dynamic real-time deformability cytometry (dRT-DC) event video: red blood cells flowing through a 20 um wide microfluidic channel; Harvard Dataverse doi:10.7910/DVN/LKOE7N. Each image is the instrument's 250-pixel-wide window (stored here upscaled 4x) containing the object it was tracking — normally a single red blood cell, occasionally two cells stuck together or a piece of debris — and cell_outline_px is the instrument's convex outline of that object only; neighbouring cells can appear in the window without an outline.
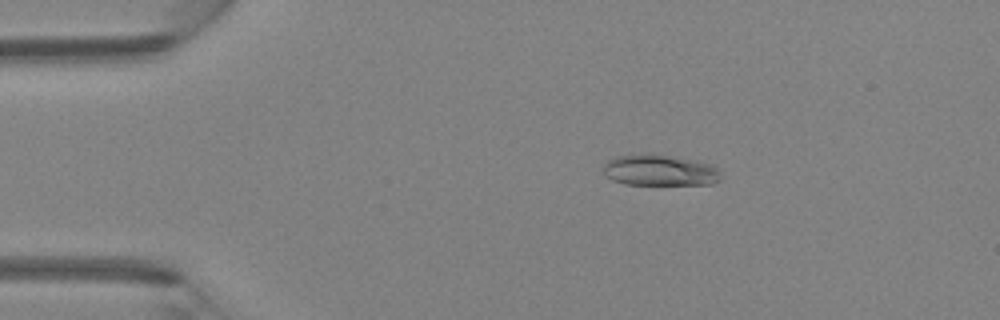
{"species": "Egyptian fruit bat (a non-hibernating species)", "species_latin": "Rousettus aegyptiacus", "temperature_condition": "room temperature", "stored_images_in_passage": 45, "camera_frame_rate_fps": 3000, "um_per_image_px": 0.085, "animal": {"sex": "female"}, "frame": {"image": 1, "passage_image": 8, "time_ms": 2.333, "image_size_px": [1000, 320], "cell_outline_px": [[720, 180], [712, 184], [624, 184], [612, 180], [604, 176], [604, 164], [608, 160], [616, 156], [644, 152], [652, 152], [712, 164], [720, 168]], "centroid_in_image_um": [56.06, 14.45], "position_along_channel_um": 28.9, "area_um2": 21.73}}
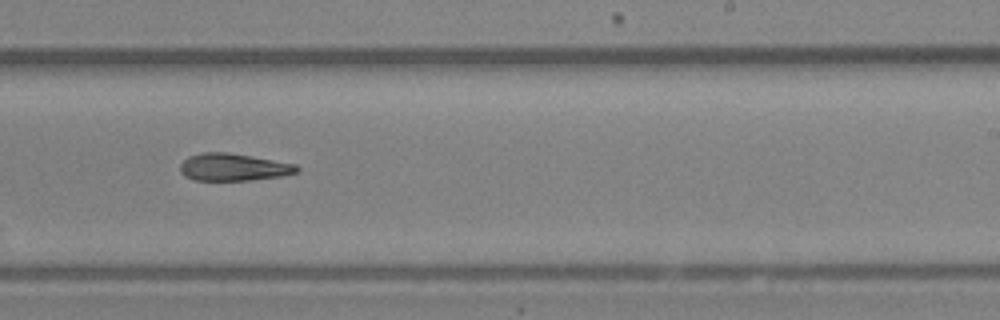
{"frame": {"image": 2, "passage_image": 28, "time_ms": 9.0, "image_size_px": [1000, 320], "cell_outline_px": [[300, 172], [284, 176], [248, 180], [192, 180], [184, 176], [180, 172], [180, 164], [188, 156], [204, 152], [228, 152], [252, 156], [296, 164], [300, 168]], "centroid_in_image_um": [19.85, 14.21], "position_along_channel_um": 269.1, "area_um2": 18.79}}
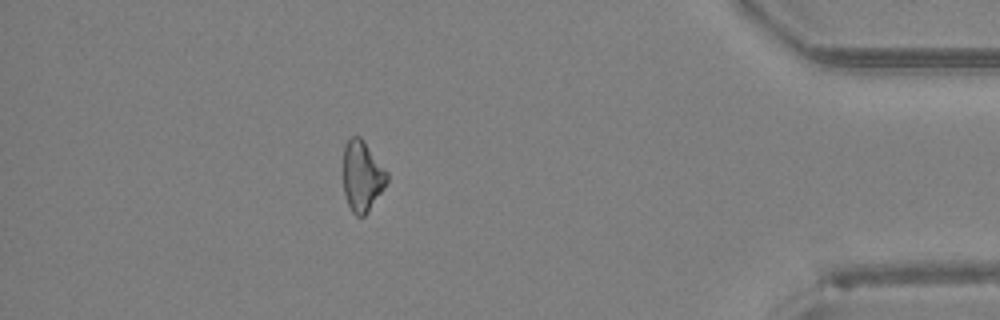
{"frame": {"image": 3, "passage_image": 40, "time_ms": 13.0, "image_size_px": [1000, 320], "cell_outline_px": [[388, 180], [368, 212], [364, 216], [356, 216], [352, 212], [348, 204], [344, 192], [344, 144], [348, 136], [360, 136], [364, 140], [388, 172]], "centroid_in_image_um": [30.78, 14.93], "position_along_channel_um": 404.4, "area_um2": 18.03}}